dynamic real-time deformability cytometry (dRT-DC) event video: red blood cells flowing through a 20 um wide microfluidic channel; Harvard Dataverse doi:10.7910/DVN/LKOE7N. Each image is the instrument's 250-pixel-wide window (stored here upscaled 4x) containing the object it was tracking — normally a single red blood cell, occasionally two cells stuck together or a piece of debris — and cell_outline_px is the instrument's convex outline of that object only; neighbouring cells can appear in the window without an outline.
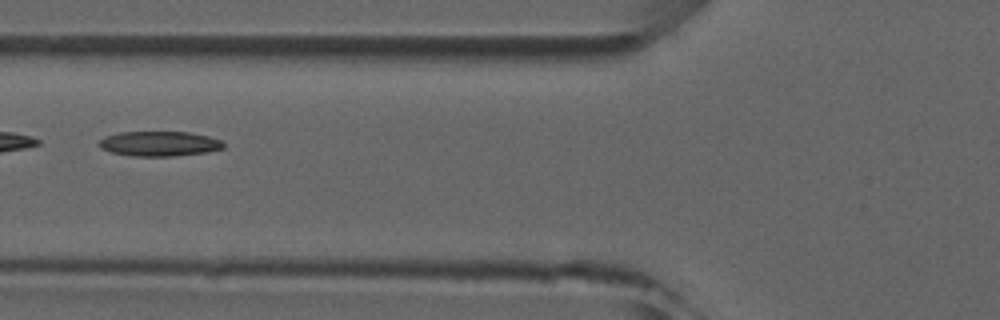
{"species": "common noctule bat (a hibernating species)", "species_latin": "Nyctalus noctula", "temperature_condition": "room temperature", "stored_images_in_passage": 6, "camera_frame_rate_fps": 3000, "um_per_image_px": 0.085, "animal": {"sex": "male", "forearm_length_mm": 52.5}, "frame": {"image": 1, "passage_image": 6, "time_ms": 5.667, "image_size_px": [1000, 320], "cell_outline_px": [[224, 148], [208, 152], [172, 156], [136, 156], [112, 152], [100, 148], [100, 140], [104, 136], [120, 132], [188, 132], [208, 136], [220, 140], [224, 144]], "centroid_in_image_um": [13.56, 12.21], "position_along_channel_um": 112.2, "area_um2": 17.92}}